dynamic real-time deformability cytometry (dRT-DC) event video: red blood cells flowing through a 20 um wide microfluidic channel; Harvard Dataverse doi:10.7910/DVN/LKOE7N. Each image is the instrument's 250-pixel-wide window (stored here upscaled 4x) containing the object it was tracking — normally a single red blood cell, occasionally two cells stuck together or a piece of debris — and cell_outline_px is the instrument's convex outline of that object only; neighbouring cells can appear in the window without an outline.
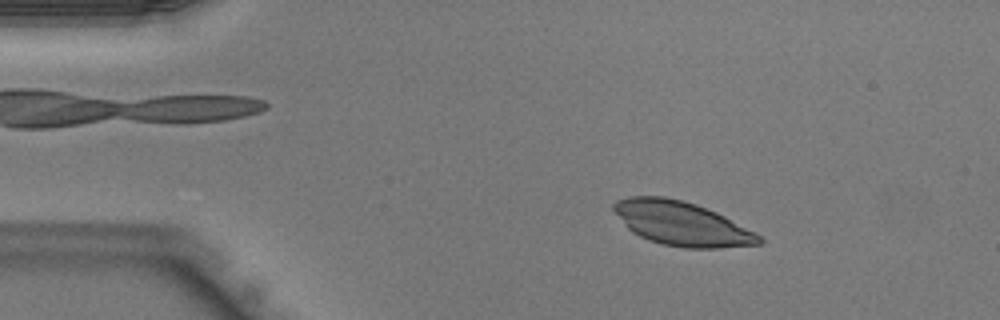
{"species": "Egyptian fruit bat (a non-hibernating species)", "species_latin": "Rousettus aegyptiacus", "temperature_condition": "warm", "stored_images_in_passage": 42, "camera_frame_rate_fps": 3000, "um_per_image_px": 0.085, "animal": {"sex": "male"}, "frame": {"image": 1, "passage_image": 6, "time_ms": 1.667, "image_size_px": [1000, 320], "cell_outline_px": [[764, 240], [760, 244], [720, 248], [684, 248], [664, 244], [648, 240], [632, 232], [628, 228], [612, 208], [612, 204], [616, 200], [628, 196], [664, 196], [684, 200], [696, 204], [716, 212], [724, 216], [760, 236]], "centroid_in_image_um": [57.91, 18.99], "position_along_channel_um": 27.1, "area_um2": 37.05}}